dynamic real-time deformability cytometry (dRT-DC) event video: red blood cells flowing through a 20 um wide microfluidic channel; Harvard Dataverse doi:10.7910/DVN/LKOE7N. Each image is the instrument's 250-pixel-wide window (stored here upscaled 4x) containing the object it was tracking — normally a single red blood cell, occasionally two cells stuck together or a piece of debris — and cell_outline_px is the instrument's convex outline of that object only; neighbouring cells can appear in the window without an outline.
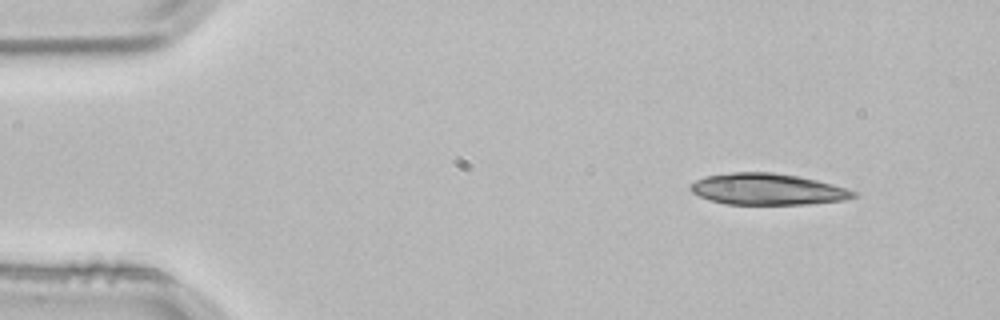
{"species": "common noctule bat (a hibernating species)", "species_latin": "Nyctalus noctula", "temperature_condition": "room temperature", "stored_images_in_passage": 3, "camera_frame_rate_fps": 3000, "um_per_image_px": 0.085, "animal": {"sex": "male", "body_mass_g": 21.5, "forearm_length_mm": 52.0}, "frame": {"image": 1, "passage_image": 1, "time_ms": 0.0, "image_size_px": [1000, 320], "cell_outline_px": [[856, 196], [844, 200], [808, 204], [728, 204], [708, 200], [692, 192], [688, 188], [688, 184], [704, 176], [732, 172], [772, 172], [796, 176], [816, 180], [832, 184], [856, 192]], "centroid_in_image_um": [65.17, 16.08], "position_along_channel_um": 19.8, "area_um2": 29.71}}